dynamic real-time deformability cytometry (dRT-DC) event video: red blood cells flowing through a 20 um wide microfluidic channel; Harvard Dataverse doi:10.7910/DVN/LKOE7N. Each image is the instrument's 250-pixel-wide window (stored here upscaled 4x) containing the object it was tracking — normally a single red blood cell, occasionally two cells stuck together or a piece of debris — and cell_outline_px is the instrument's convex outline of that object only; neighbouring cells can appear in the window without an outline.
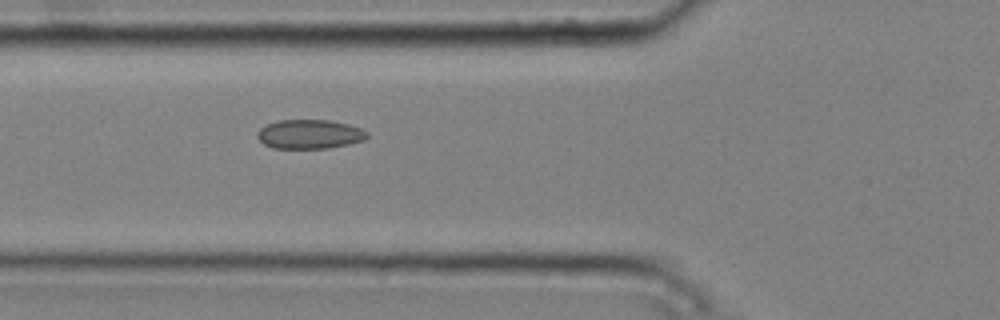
{"species": "common noctule bat (a hibernating species)", "species_latin": "Nyctalus noctula", "temperature_condition": "cold", "stored_images_in_passage": 5, "camera_frame_rate_fps": 3000, "um_per_image_px": 0.085, "animal": {"sex": "male", "body_mass_g": 20.4}, "frame": {"image": 1, "passage_image": 5, "time_ms": 1.333, "image_size_px": [1000, 320], "cell_outline_px": [[368, 136], [364, 140], [348, 144], [328, 148], [272, 148], [264, 144], [256, 136], [256, 132], [260, 128], [276, 120], [328, 120], [348, 124], [360, 128], [368, 132]], "centroid_in_image_um": [26.3, 11.4], "position_along_channel_um": 99.5, "area_um2": 18.67}}